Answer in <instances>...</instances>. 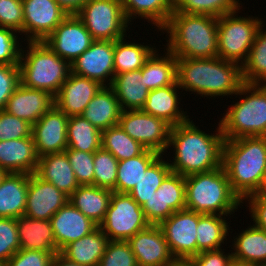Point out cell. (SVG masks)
<instances>
[{"mask_svg": "<svg viewBox=\"0 0 266 266\" xmlns=\"http://www.w3.org/2000/svg\"><path fill=\"white\" fill-rule=\"evenodd\" d=\"M58 252H45L42 250L17 251L4 266H51L55 254Z\"/></svg>", "mask_w": 266, "mask_h": 266, "instance_id": "cell-50", "label": "cell"}, {"mask_svg": "<svg viewBox=\"0 0 266 266\" xmlns=\"http://www.w3.org/2000/svg\"><path fill=\"white\" fill-rule=\"evenodd\" d=\"M87 0H56L59 6L68 14L76 15Z\"/></svg>", "mask_w": 266, "mask_h": 266, "instance_id": "cell-55", "label": "cell"}, {"mask_svg": "<svg viewBox=\"0 0 266 266\" xmlns=\"http://www.w3.org/2000/svg\"><path fill=\"white\" fill-rule=\"evenodd\" d=\"M258 30L246 61L241 65L243 82L266 84V30ZM265 30V32H264Z\"/></svg>", "mask_w": 266, "mask_h": 266, "instance_id": "cell-38", "label": "cell"}, {"mask_svg": "<svg viewBox=\"0 0 266 266\" xmlns=\"http://www.w3.org/2000/svg\"><path fill=\"white\" fill-rule=\"evenodd\" d=\"M98 266H137L127 241H108Z\"/></svg>", "mask_w": 266, "mask_h": 266, "instance_id": "cell-45", "label": "cell"}, {"mask_svg": "<svg viewBox=\"0 0 266 266\" xmlns=\"http://www.w3.org/2000/svg\"><path fill=\"white\" fill-rule=\"evenodd\" d=\"M176 88L180 89L178 82L149 91L142 111L166 121L172 127L187 122L190 118H188L189 115H186L187 111L184 112L178 106L180 98Z\"/></svg>", "mask_w": 266, "mask_h": 266, "instance_id": "cell-23", "label": "cell"}, {"mask_svg": "<svg viewBox=\"0 0 266 266\" xmlns=\"http://www.w3.org/2000/svg\"><path fill=\"white\" fill-rule=\"evenodd\" d=\"M94 39L77 15L67 17L44 42L70 64L87 50Z\"/></svg>", "mask_w": 266, "mask_h": 266, "instance_id": "cell-15", "label": "cell"}, {"mask_svg": "<svg viewBox=\"0 0 266 266\" xmlns=\"http://www.w3.org/2000/svg\"><path fill=\"white\" fill-rule=\"evenodd\" d=\"M240 0H174V12L221 17L237 11Z\"/></svg>", "mask_w": 266, "mask_h": 266, "instance_id": "cell-41", "label": "cell"}, {"mask_svg": "<svg viewBox=\"0 0 266 266\" xmlns=\"http://www.w3.org/2000/svg\"><path fill=\"white\" fill-rule=\"evenodd\" d=\"M176 266H194L190 261H179Z\"/></svg>", "mask_w": 266, "mask_h": 266, "instance_id": "cell-59", "label": "cell"}, {"mask_svg": "<svg viewBox=\"0 0 266 266\" xmlns=\"http://www.w3.org/2000/svg\"><path fill=\"white\" fill-rule=\"evenodd\" d=\"M71 72L95 80L102 86H111L115 75L114 41L94 40L91 46L71 63Z\"/></svg>", "mask_w": 266, "mask_h": 266, "instance_id": "cell-14", "label": "cell"}, {"mask_svg": "<svg viewBox=\"0 0 266 266\" xmlns=\"http://www.w3.org/2000/svg\"><path fill=\"white\" fill-rule=\"evenodd\" d=\"M51 266H85L65 258L60 252L54 255Z\"/></svg>", "mask_w": 266, "mask_h": 266, "instance_id": "cell-56", "label": "cell"}, {"mask_svg": "<svg viewBox=\"0 0 266 266\" xmlns=\"http://www.w3.org/2000/svg\"><path fill=\"white\" fill-rule=\"evenodd\" d=\"M54 105V96L47 91L23 86L20 83L8 99L4 110L34 125Z\"/></svg>", "mask_w": 266, "mask_h": 266, "instance_id": "cell-20", "label": "cell"}, {"mask_svg": "<svg viewBox=\"0 0 266 266\" xmlns=\"http://www.w3.org/2000/svg\"><path fill=\"white\" fill-rule=\"evenodd\" d=\"M180 90L202 97L236 95L244 84L241 66L219 57L176 58Z\"/></svg>", "mask_w": 266, "mask_h": 266, "instance_id": "cell-2", "label": "cell"}, {"mask_svg": "<svg viewBox=\"0 0 266 266\" xmlns=\"http://www.w3.org/2000/svg\"><path fill=\"white\" fill-rule=\"evenodd\" d=\"M222 166L232 191L241 201L255 194L266 172V137L225 140Z\"/></svg>", "mask_w": 266, "mask_h": 266, "instance_id": "cell-3", "label": "cell"}, {"mask_svg": "<svg viewBox=\"0 0 266 266\" xmlns=\"http://www.w3.org/2000/svg\"><path fill=\"white\" fill-rule=\"evenodd\" d=\"M225 249L202 251L193 257L190 262L194 266H228L232 259V253H226Z\"/></svg>", "mask_w": 266, "mask_h": 266, "instance_id": "cell-53", "label": "cell"}, {"mask_svg": "<svg viewBox=\"0 0 266 266\" xmlns=\"http://www.w3.org/2000/svg\"><path fill=\"white\" fill-rule=\"evenodd\" d=\"M126 20L141 17L160 31L174 12V0H120ZM136 16V17H135Z\"/></svg>", "mask_w": 266, "mask_h": 266, "instance_id": "cell-32", "label": "cell"}, {"mask_svg": "<svg viewBox=\"0 0 266 266\" xmlns=\"http://www.w3.org/2000/svg\"><path fill=\"white\" fill-rule=\"evenodd\" d=\"M50 221L59 252L69 243L89 235L99 227L70 202L61 207Z\"/></svg>", "mask_w": 266, "mask_h": 266, "instance_id": "cell-21", "label": "cell"}, {"mask_svg": "<svg viewBox=\"0 0 266 266\" xmlns=\"http://www.w3.org/2000/svg\"><path fill=\"white\" fill-rule=\"evenodd\" d=\"M202 215L185 208L158 225L177 262L190 261L197 256L196 228Z\"/></svg>", "mask_w": 266, "mask_h": 266, "instance_id": "cell-12", "label": "cell"}, {"mask_svg": "<svg viewBox=\"0 0 266 266\" xmlns=\"http://www.w3.org/2000/svg\"><path fill=\"white\" fill-rule=\"evenodd\" d=\"M35 174L42 180L55 185L67 196H70L80 186L66 151L40 156Z\"/></svg>", "mask_w": 266, "mask_h": 266, "instance_id": "cell-24", "label": "cell"}, {"mask_svg": "<svg viewBox=\"0 0 266 266\" xmlns=\"http://www.w3.org/2000/svg\"><path fill=\"white\" fill-rule=\"evenodd\" d=\"M160 156L159 153L146 149L141 155L118 162L115 188L117 193H129L145 175V171Z\"/></svg>", "mask_w": 266, "mask_h": 266, "instance_id": "cell-35", "label": "cell"}, {"mask_svg": "<svg viewBox=\"0 0 266 266\" xmlns=\"http://www.w3.org/2000/svg\"><path fill=\"white\" fill-rule=\"evenodd\" d=\"M237 11L217 18L218 57L240 66L246 61L258 30L264 21L258 17L237 16Z\"/></svg>", "mask_w": 266, "mask_h": 266, "instance_id": "cell-8", "label": "cell"}, {"mask_svg": "<svg viewBox=\"0 0 266 266\" xmlns=\"http://www.w3.org/2000/svg\"><path fill=\"white\" fill-rule=\"evenodd\" d=\"M118 125L145 149L160 155L167 152L172 126L166 121L142 110H126L122 111Z\"/></svg>", "mask_w": 266, "mask_h": 266, "instance_id": "cell-11", "label": "cell"}, {"mask_svg": "<svg viewBox=\"0 0 266 266\" xmlns=\"http://www.w3.org/2000/svg\"><path fill=\"white\" fill-rule=\"evenodd\" d=\"M129 243L135 255L137 266H176L161 228L149 225L130 237Z\"/></svg>", "mask_w": 266, "mask_h": 266, "instance_id": "cell-16", "label": "cell"}, {"mask_svg": "<svg viewBox=\"0 0 266 266\" xmlns=\"http://www.w3.org/2000/svg\"><path fill=\"white\" fill-rule=\"evenodd\" d=\"M228 266H259V265H256L254 263H248L246 261H241L232 257Z\"/></svg>", "mask_w": 266, "mask_h": 266, "instance_id": "cell-57", "label": "cell"}, {"mask_svg": "<svg viewBox=\"0 0 266 266\" xmlns=\"http://www.w3.org/2000/svg\"><path fill=\"white\" fill-rule=\"evenodd\" d=\"M236 237V238H235ZM234 238L232 257L259 266H266V231L248 227Z\"/></svg>", "mask_w": 266, "mask_h": 266, "instance_id": "cell-33", "label": "cell"}, {"mask_svg": "<svg viewBox=\"0 0 266 266\" xmlns=\"http://www.w3.org/2000/svg\"><path fill=\"white\" fill-rule=\"evenodd\" d=\"M19 84V65L0 64V110L5 109L8 99Z\"/></svg>", "mask_w": 266, "mask_h": 266, "instance_id": "cell-51", "label": "cell"}, {"mask_svg": "<svg viewBox=\"0 0 266 266\" xmlns=\"http://www.w3.org/2000/svg\"><path fill=\"white\" fill-rule=\"evenodd\" d=\"M149 45L126 42L125 37L114 41V69L115 75L139 70L145 61L156 50Z\"/></svg>", "mask_w": 266, "mask_h": 266, "instance_id": "cell-37", "label": "cell"}, {"mask_svg": "<svg viewBox=\"0 0 266 266\" xmlns=\"http://www.w3.org/2000/svg\"><path fill=\"white\" fill-rule=\"evenodd\" d=\"M21 50L20 83L56 96L71 73V64L60 58L44 41H28ZM25 53V54H24Z\"/></svg>", "mask_w": 266, "mask_h": 266, "instance_id": "cell-6", "label": "cell"}, {"mask_svg": "<svg viewBox=\"0 0 266 266\" xmlns=\"http://www.w3.org/2000/svg\"><path fill=\"white\" fill-rule=\"evenodd\" d=\"M38 160L32 137L0 141V168L7 173L33 174Z\"/></svg>", "mask_w": 266, "mask_h": 266, "instance_id": "cell-22", "label": "cell"}, {"mask_svg": "<svg viewBox=\"0 0 266 266\" xmlns=\"http://www.w3.org/2000/svg\"><path fill=\"white\" fill-rule=\"evenodd\" d=\"M68 116L55 105L32 125V138L38 156L67 149Z\"/></svg>", "mask_w": 266, "mask_h": 266, "instance_id": "cell-17", "label": "cell"}, {"mask_svg": "<svg viewBox=\"0 0 266 266\" xmlns=\"http://www.w3.org/2000/svg\"><path fill=\"white\" fill-rule=\"evenodd\" d=\"M113 191L94 185H80L69 202L98 226L103 222Z\"/></svg>", "mask_w": 266, "mask_h": 266, "instance_id": "cell-29", "label": "cell"}, {"mask_svg": "<svg viewBox=\"0 0 266 266\" xmlns=\"http://www.w3.org/2000/svg\"><path fill=\"white\" fill-rule=\"evenodd\" d=\"M155 50L141 68L142 77L149 91L163 88L177 82L176 57L166 49L165 56Z\"/></svg>", "mask_w": 266, "mask_h": 266, "instance_id": "cell-31", "label": "cell"}, {"mask_svg": "<svg viewBox=\"0 0 266 266\" xmlns=\"http://www.w3.org/2000/svg\"><path fill=\"white\" fill-rule=\"evenodd\" d=\"M256 194L258 196L263 197V198L266 199V172H265V175H264V179H263L262 185L259 188V190L256 192Z\"/></svg>", "mask_w": 266, "mask_h": 266, "instance_id": "cell-58", "label": "cell"}, {"mask_svg": "<svg viewBox=\"0 0 266 266\" xmlns=\"http://www.w3.org/2000/svg\"><path fill=\"white\" fill-rule=\"evenodd\" d=\"M160 155L145 171V175L128 193L140 206H142L157 189L164 178L171 172L169 161Z\"/></svg>", "mask_w": 266, "mask_h": 266, "instance_id": "cell-40", "label": "cell"}, {"mask_svg": "<svg viewBox=\"0 0 266 266\" xmlns=\"http://www.w3.org/2000/svg\"><path fill=\"white\" fill-rule=\"evenodd\" d=\"M144 215L150 225H159L162 221L168 219L174 211L172 209H163L162 188L159 187L156 192L141 206Z\"/></svg>", "mask_w": 266, "mask_h": 266, "instance_id": "cell-52", "label": "cell"}, {"mask_svg": "<svg viewBox=\"0 0 266 266\" xmlns=\"http://www.w3.org/2000/svg\"><path fill=\"white\" fill-rule=\"evenodd\" d=\"M65 151L79 185H94V153L76 149Z\"/></svg>", "mask_w": 266, "mask_h": 266, "instance_id": "cell-44", "label": "cell"}, {"mask_svg": "<svg viewBox=\"0 0 266 266\" xmlns=\"http://www.w3.org/2000/svg\"><path fill=\"white\" fill-rule=\"evenodd\" d=\"M101 147L109 151L118 161L141 155L146 149L132 139L119 125L102 131Z\"/></svg>", "mask_w": 266, "mask_h": 266, "instance_id": "cell-39", "label": "cell"}, {"mask_svg": "<svg viewBox=\"0 0 266 266\" xmlns=\"http://www.w3.org/2000/svg\"><path fill=\"white\" fill-rule=\"evenodd\" d=\"M68 202L69 196L55 185L42 180L35 173L29 174L25 216L33 219L50 220Z\"/></svg>", "mask_w": 266, "mask_h": 266, "instance_id": "cell-18", "label": "cell"}, {"mask_svg": "<svg viewBox=\"0 0 266 266\" xmlns=\"http://www.w3.org/2000/svg\"><path fill=\"white\" fill-rule=\"evenodd\" d=\"M108 241L107 236L98 227L89 235L66 245L60 253L77 264L98 266Z\"/></svg>", "mask_w": 266, "mask_h": 266, "instance_id": "cell-30", "label": "cell"}, {"mask_svg": "<svg viewBox=\"0 0 266 266\" xmlns=\"http://www.w3.org/2000/svg\"><path fill=\"white\" fill-rule=\"evenodd\" d=\"M224 216V217H223ZM226 215L203 214L198 221L196 241L197 255L202 251L218 250L229 236L230 225ZM228 234V235H227Z\"/></svg>", "mask_w": 266, "mask_h": 266, "instance_id": "cell-34", "label": "cell"}, {"mask_svg": "<svg viewBox=\"0 0 266 266\" xmlns=\"http://www.w3.org/2000/svg\"><path fill=\"white\" fill-rule=\"evenodd\" d=\"M22 4L27 42L44 41L68 15L56 0H22Z\"/></svg>", "mask_w": 266, "mask_h": 266, "instance_id": "cell-13", "label": "cell"}, {"mask_svg": "<svg viewBox=\"0 0 266 266\" xmlns=\"http://www.w3.org/2000/svg\"><path fill=\"white\" fill-rule=\"evenodd\" d=\"M118 160L102 147L94 153V186L113 190L116 185Z\"/></svg>", "mask_w": 266, "mask_h": 266, "instance_id": "cell-42", "label": "cell"}, {"mask_svg": "<svg viewBox=\"0 0 266 266\" xmlns=\"http://www.w3.org/2000/svg\"><path fill=\"white\" fill-rule=\"evenodd\" d=\"M163 209H172L174 212L186 208L185 177L170 172L162 181Z\"/></svg>", "mask_w": 266, "mask_h": 266, "instance_id": "cell-43", "label": "cell"}, {"mask_svg": "<svg viewBox=\"0 0 266 266\" xmlns=\"http://www.w3.org/2000/svg\"><path fill=\"white\" fill-rule=\"evenodd\" d=\"M6 174H7V172L0 168V184H1V181L3 180V178L5 177Z\"/></svg>", "mask_w": 266, "mask_h": 266, "instance_id": "cell-60", "label": "cell"}, {"mask_svg": "<svg viewBox=\"0 0 266 266\" xmlns=\"http://www.w3.org/2000/svg\"><path fill=\"white\" fill-rule=\"evenodd\" d=\"M19 250L16 218L0 217V262L4 265Z\"/></svg>", "mask_w": 266, "mask_h": 266, "instance_id": "cell-46", "label": "cell"}, {"mask_svg": "<svg viewBox=\"0 0 266 266\" xmlns=\"http://www.w3.org/2000/svg\"><path fill=\"white\" fill-rule=\"evenodd\" d=\"M102 132L79 116L68 118L67 149L95 153L101 148Z\"/></svg>", "mask_w": 266, "mask_h": 266, "instance_id": "cell-36", "label": "cell"}, {"mask_svg": "<svg viewBox=\"0 0 266 266\" xmlns=\"http://www.w3.org/2000/svg\"><path fill=\"white\" fill-rule=\"evenodd\" d=\"M236 95L246 97L241 96L220 119L224 139L266 137V84L244 83Z\"/></svg>", "mask_w": 266, "mask_h": 266, "instance_id": "cell-7", "label": "cell"}, {"mask_svg": "<svg viewBox=\"0 0 266 266\" xmlns=\"http://www.w3.org/2000/svg\"><path fill=\"white\" fill-rule=\"evenodd\" d=\"M218 125L214 134L200 130L190 119L172 127L168 149L172 146L175 156L169 163L171 172L186 177L222 167L225 139Z\"/></svg>", "mask_w": 266, "mask_h": 266, "instance_id": "cell-1", "label": "cell"}, {"mask_svg": "<svg viewBox=\"0 0 266 266\" xmlns=\"http://www.w3.org/2000/svg\"><path fill=\"white\" fill-rule=\"evenodd\" d=\"M186 209L199 214L232 215L243 206L222 167L185 177Z\"/></svg>", "mask_w": 266, "mask_h": 266, "instance_id": "cell-5", "label": "cell"}, {"mask_svg": "<svg viewBox=\"0 0 266 266\" xmlns=\"http://www.w3.org/2000/svg\"><path fill=\"white\" fill-rule=\"evenodd\" d=\"M94 40L115 41L127 37L131 24L120 0H87L76 14Z\"/></svg>", "mask_w": 266, "mask_h": 266, "instance_id": "cell-9", "label": "cell"}, {"mask_svg": "<svg viewBox=\"0 0 266 266\" xmlns=\"http://www.w3.org/2000/svg\"><path fill=\"white\" fill-rule=\"evenodd\" d=\"M32 125L27 121L0 110V141L32 137Z\"/></svg>", "mask_w": 266, "mask_h": 266, "instance_id": "cell-47", "label": "cell"}, {"mask_svg": "<svg viewBox=\"0 0 266 266\" xmlns=\"http://www.w3.org/2000/svg\"><path fill=\"white\" fill-rule=\"evenodd\" d=\"M29 174L7 173L0 184V217L18 218L25 214Z\"/></svg>", "mask_w": 266, "mask_h": 266, "instance_id": "cell-26", "label": "cell"}, {"mask_svg": "<svg viewBox=\"0 0 266 266\" xmlns=\"http://www.w3.org/2000/svg\"><path fill=\"white\" fill-rule=\"evenodd\" d=\"M122 109L110 86H103L92 98L81 116L101 132L118 125Z\"/></svg>", "mask_w": 266, "mask_h": 266, "instance_id": "cell-25", "label": "cell"}, {"mask_svg": "<svg viewBox=\"0 0 266 266\" xmlns=\"http://www.w3.org/2000/svg\"><path fill=\"white\" fill-rule=\"evenodd\" d=\"M247 200L249 203V211L251 213L253 226L263 231H266V199L258 196L256 193L245 197L242 200Z\"/></svg>", "mask_w": 266, "mask_h": 266, "instance_id": "cell-54", "label": "cell"}, {"mask_svg": "<svg viewBox=\"0 0 266 266\" xmlns=\"http://www.w3.org/2000/svg\"><path fill=\"white\" fill-rule=\"evenodd\" d=\"M102 87L95 80L71 72L54 97L55 106L68 117L79 116Z\"/></svg>", "mask_w": 266, "mask_h": 266, "instance_id": "cell-19", "label": "cell"}, {"mask_svg": "<svg viewBox=\"0 0 266 266\" xmlns=\"http://www.w3.org/2000/svg\"><path fill=\"white\" fill-rule=\"evenodd\" d=\"M17 33L14 29L0 27V64L19 65L22 46H19Z\"/></svg>", "mask_w": 266, "mask_h": 266, "instance_id": "cell-48", "label": "cell"}, {"mask_svg": "<svg viewBox=\"0 0 266 266\" xmlns=\"http://www.w3.org/2000/svg\"><path fill=\"white\" fill-rule=\"evenodd\" d=\"M167 32V50L176 58L218 57L217 18L173 12L160 30Z\"/></svg>", "mask_w": 266, "mask_h": 266, "instance_id": "cell-4", "label": "cell"}, {"mask_svg": "<svg viewBox=\"0 0 266 266\" xmlns=\"http://www.w3.org/2000/svg\"><path fill=\"white\" fill-rule=\"evenodd\" d=\"M20 249L59 252L50 220L22 215L16 218Z\"/></svg>", "mask_w": 266, "mask_h": 266, "instance_id": "cell-27", "label": "cell"}, {"mask_svg": "<svg viewBox=\"0 0 266 266\" xmlns=\"http://www.w3.org/2000/svg\"><path fill=\"white\" fill-rule=\"evenodd\" d=\"M110 87L115 92L122 111L142 110L149 94L141 69L114 75Z\"/></svg>", "mask_w": 266, "mask_h": 266, "instance_id": "cell-28", "label": "cell"}, {"mask_svg": "<svg viewBox=\"0 0 266 266\" xmlns=\"http://www.w3.org/2000/svg\"><path fill=\"white\" fill-rule=\"evenodd\" d=\"M149 225L141 206L128 193L113 192L99 228L110 241H127Z\"/></svg>", "mask_w": 266, "mask_h": 266, "instance_id": "cell-10", "label": "cell"}, {"mask_svg": "<svg viewBox=\"0 0 266 266\" xmlns=\"http://www.w3.org/2000/svg\"><path fill=\"white\" fill-rule=\"evenodd\" d=\"M23 23L22 0H0V27L14 29L22 35Z\"/></svg>", "mask_w": 266, "mask_h": 266, "instance_id": "cell-49", "label": "cell"}]
</instances>
